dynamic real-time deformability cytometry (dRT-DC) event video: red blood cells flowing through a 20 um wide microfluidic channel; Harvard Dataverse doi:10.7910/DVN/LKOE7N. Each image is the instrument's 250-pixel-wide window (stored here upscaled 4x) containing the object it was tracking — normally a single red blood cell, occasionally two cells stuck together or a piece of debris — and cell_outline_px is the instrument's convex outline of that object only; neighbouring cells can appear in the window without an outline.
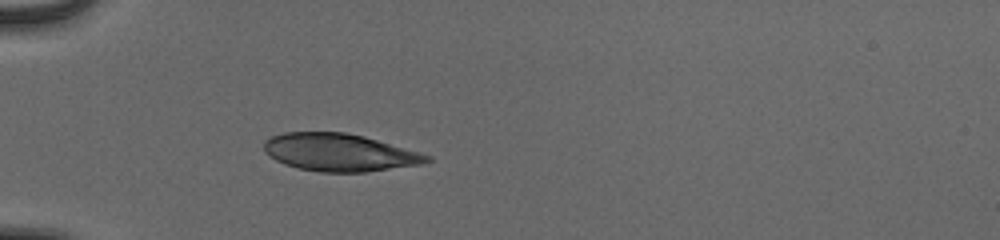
{"species": "human", "species_latin": "Homo sapiens", "temperature_condition": "cold", "stored_images_in_passage": 37, "camera_frame_rate_fps": 3000, "um_per_image_px": 0.085, "donor": {"sex": "male"}, "frame": {"image": 1, "passage_image": 1, "time_ms": 0.0, "image_size_px": [1000, 240], "cell_outline_px": [[432, 160], [420, 164], [364, 172], [320, 172], [300, 168], [284, 164], [276, 160], [264, 152], [264, 140], [272, 136], [284, 132], [344, 132], [364, 136], [432, 156]], "centroid_in_image_um": [28.82, 12.95], "position_along_channel_um": 56.2, "area_um2": 35.43}}
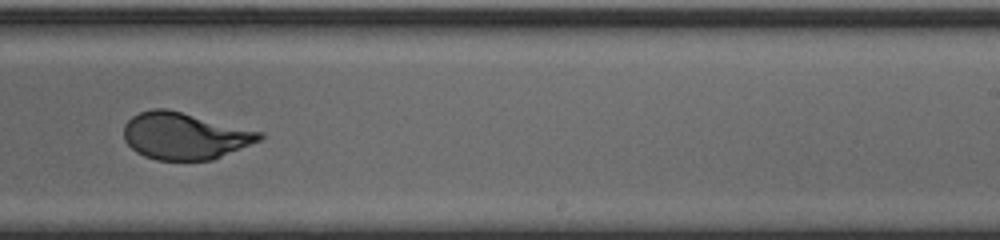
{"frame": {"image": 2, "passage_image": 19, "time_ms": 6.0, "image_size_px": [1000, 240], "cell_outline_px": [[264, 136], [260, 140], [212, 160], [156, 160], [144, 156], [136, 152], [124, 140], [124, 124], [132, 116], [140, 112], [152, 108], [168, 108], [264, 132]], "centroid_in_image_um": [15.69, 11.54], "position_along_channel_um": 273.3, "area_um2": 37.22}}
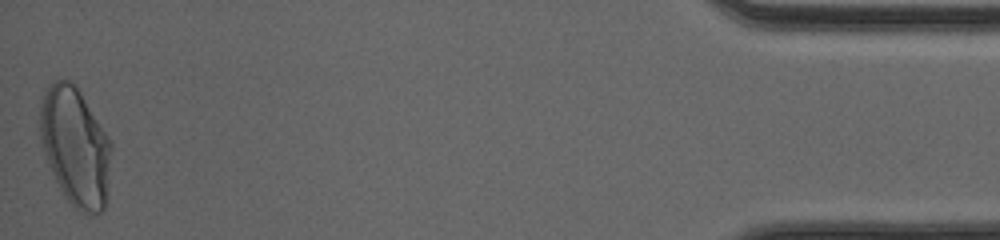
{"frame": {"image": 3, "passage_image": 37, "time_ms": 12.0, "image_size_px": [1000, 240], "cell_outline_px": [[112, 148], [104, 208], [100, 212], [84, 212], [76, 208], [64, 196], [52, 172], [40, 144], [40, 96], [56, 80], [72, 80], [80, 92], [108, 136], [112, 144]], "centroid_in_image_um": [6.38, 12.42], "position_along_channel_um": 428.8, "area_um2": 48.67}, "authors_computed_cell_mechanics": {"area_um2": 37.5122, "velocity_mm_per_s": 3.8916, "shape_relaxation_time_tau1_ms": 3.2868, "shape_relaxation_time_tau2_ms": null, "deformation_change_tau1": 0.1715, "deformation_change_tau2": null}}